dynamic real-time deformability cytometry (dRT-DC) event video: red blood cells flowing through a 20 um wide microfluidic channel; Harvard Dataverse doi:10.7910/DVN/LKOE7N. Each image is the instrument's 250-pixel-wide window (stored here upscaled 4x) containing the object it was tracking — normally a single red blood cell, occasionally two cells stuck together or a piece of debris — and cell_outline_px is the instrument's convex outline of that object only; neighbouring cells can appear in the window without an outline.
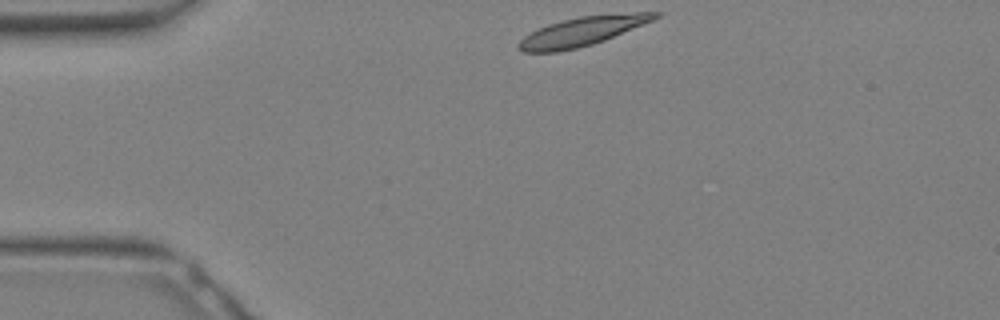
{"species": "Egyptian fruit bat (a non-hibernating species)", "species_latin": "Rousettus aegyptiacus", "temperature_condition": "warm", "stored_images_in_passage": 8, "camera_frame_rate_fps": 3000, "um_per_image_px": 0.085, "animal": {"sex": "female"}, "frame": {"image": 1, "passage_image": 1, "time_ms": 0.0, "image_size_px": [1000, 320], "cell_outline_px": [[664, 12], [660, 16], [652, 20], [604, 40], [592, 44], [576, 48], [556, 52], [524, 52], [516, 48], [516, 44], [524, 36], [548, 24], [560, 20], [580, 16], [636, 12]], "centroid_in_image_um": [49.45, 2.66], "position_along_channel_um": 35.5, "area_um2": 22.83}}
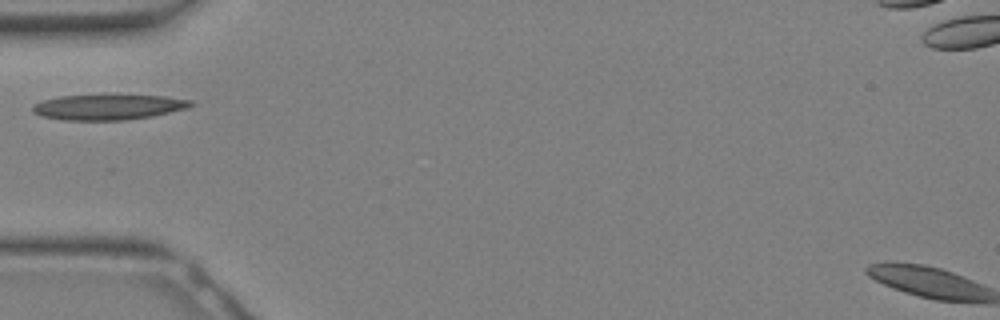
{"frame": {"image": 2, "passage_image": 5, "time_ms": 1.333, "image_size_px": [1000, 320], "cell_outline_px": [[196, 104], [188, 108], [152, 116], [128, 120], [64, 120], [40, 116], [32, 112], [32, 104], [44, 100], [60, 96], [164, 96], [192, 100]], "centroid_in_image_um": [9.2, 9.12], "position_along_channel_um": 75.8, "area_um2": 23.18}}
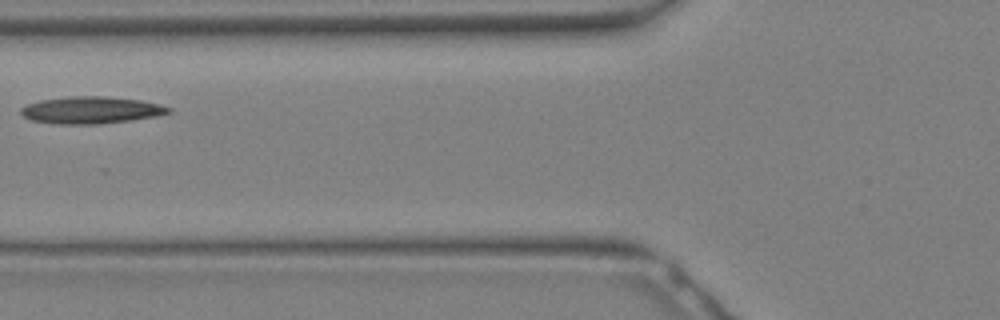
{"frame": {"image": 3, "passage_image": 7, "time_ms": 2.0, "image_size_px": [1000, 320], "cell_outline_px": [[172, 112], [156, 116], [128, 120], [96, 124], [56, 124], [32, 120], [24, 116], [20, 112], [20, 108], [28, 104], [40, 100], [68, 96], [104, 96], [140, 100], [160, 104], [172, 108]], "centroid_in_image_um": [7.74, 9.35], "position_along_channel_um": 118.1, "area_um2": 23.18}}